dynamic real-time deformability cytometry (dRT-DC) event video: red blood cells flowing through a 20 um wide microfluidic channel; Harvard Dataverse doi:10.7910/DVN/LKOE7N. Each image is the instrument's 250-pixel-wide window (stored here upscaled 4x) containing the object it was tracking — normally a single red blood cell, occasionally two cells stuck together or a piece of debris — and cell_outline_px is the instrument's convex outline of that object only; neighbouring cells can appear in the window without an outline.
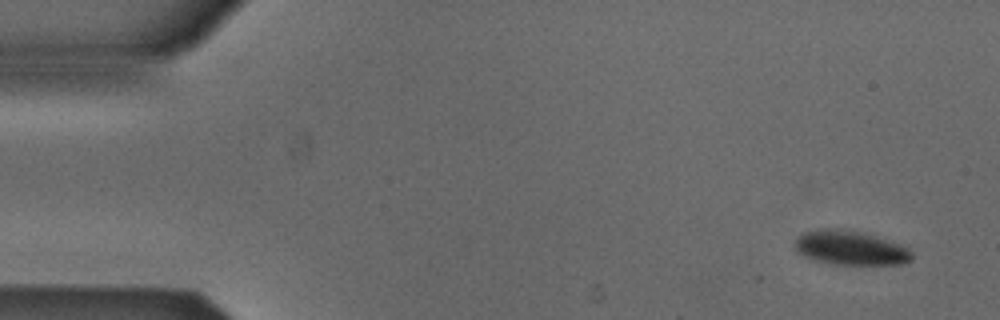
{"species": "Egyptian fruit bat (a non-hibernating species)", "species_latin": "Rousettus aegyptiacus", "temperature_condition": "cold", "stored_images_in_passage": 37, "camera_frame_rate_fps": 3000, "um_per_image_px": 0.085, "animal": {"sex": "male"}, "frame": {"image": 1, "passage_image": 1, "time_ms": 0.0, "image_size_px": [1000, 320], "cell_outline_px": [[912, 260], [904, 264], [832, 264], [812, 260], [796, 252], [792, 248], [792, 244], [796, 236], [804, 232], [820, 228], [840, 228], [864, 232], [908, 244], [912, 252]], "centroid_in_image_um": [72.29, 21.05], "position_along_channel_um": 12.7, "area_um2": 24.45}}
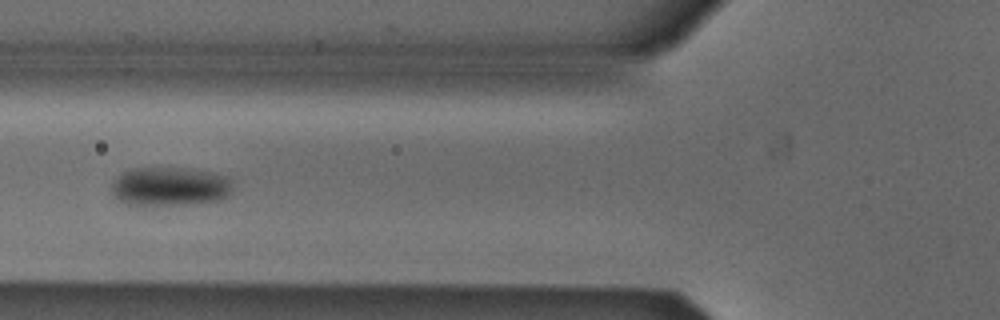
{"frame": {"image": 2, "passage_image": 18, "time_ms": 5.667, "image_size_px": [1000, 320], "cell_outline_px": [[232, 188], [228, 196], [220, 200], [180, 204], [128, 204], [112, 196], [112, 180], [116, 176], [132, 168], [184, 168], [212, 172], [228, 176], [232, 180]], "centroid_in_image_um": [14.45, 15.83], "position_along_channel_um": 111.4, "area_um2": 27.34}}
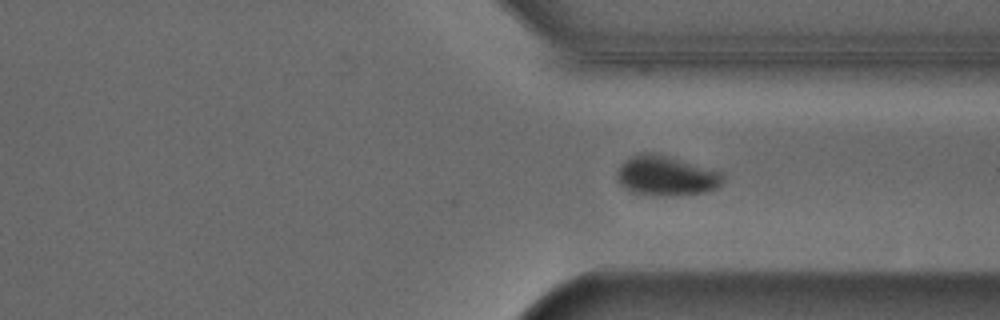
{"frame": {"image": 3, "passage_image": 37, "time_ms": 12.0, "image_size_px": [1000, 320], "cell_outline_px": [[724, 184], [716, 188], [704, 192], [680, 196], [656, 196], [632, 192], [620, 184], [616, 180], [616, 172], [620, 164], [628, 156], [640, 152], [656, 152], [724, 172]], "centroid_in_image_um": [56.62, 14.93], "position_along_channel_um": 354.8, "area_um2": 25.43}}